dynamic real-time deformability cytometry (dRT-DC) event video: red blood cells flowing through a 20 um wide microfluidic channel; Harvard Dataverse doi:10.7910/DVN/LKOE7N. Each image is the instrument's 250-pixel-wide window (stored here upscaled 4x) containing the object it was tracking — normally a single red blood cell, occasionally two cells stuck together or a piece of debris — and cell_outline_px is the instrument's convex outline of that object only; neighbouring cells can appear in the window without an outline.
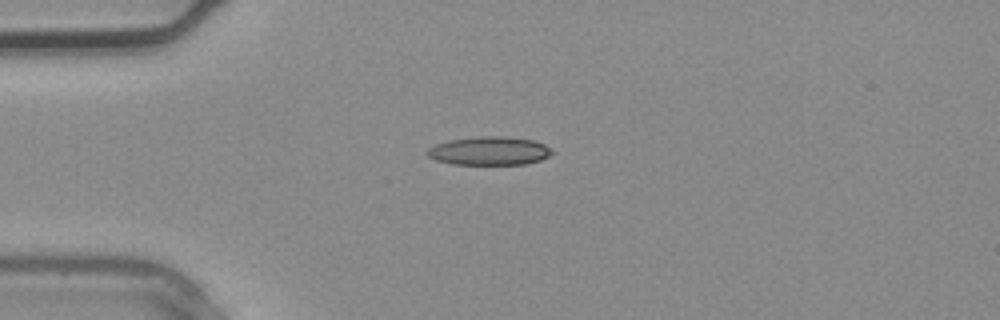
{"species": "common noctule bat (a hibernating species)", "species_latin": "Nyctalus noctula", "temperature_condition": "warm", "stored_images_in_passage": 2, "camera_frame_rate_fps": 3000, "um_per_image_px": 0.085, "animal": {"sex": "male", "body_mass_g": 20.4}, "frame": {"image": 1, "passage_image": 2, "time_ms": 0.333, "image_size_px": [1000, 320], "cell_outline_px": [[556, 152], [540, 160], [524, 164], [452, 164], [436, 160], [428, 156], [424, 152], [428, 148], [436, 144], [448, 140], [480, 136], [504, 136], [532, 140], [544, 144], [552, 148]], "centroid_in_image_um": [41.59, 12.82], "position_along_channel_um": 43.4, "area_um2": 20.81}}